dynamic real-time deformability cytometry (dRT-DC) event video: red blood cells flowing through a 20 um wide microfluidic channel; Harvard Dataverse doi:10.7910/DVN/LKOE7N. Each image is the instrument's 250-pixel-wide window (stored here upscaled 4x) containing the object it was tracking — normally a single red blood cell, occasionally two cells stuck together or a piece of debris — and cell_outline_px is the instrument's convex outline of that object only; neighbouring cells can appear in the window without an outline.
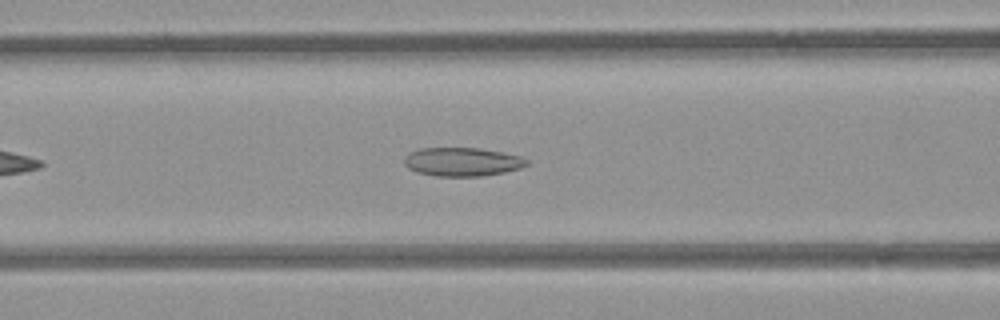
{"species": "common noctule bat (a hibernating species)", "species_latin": "Nyctalus noctula", "temperature_condition": "room temperature", "stored_images_in_passage": 44, "camera_frame_rate_fps": 3000, "um_per_image_px": 0.085, "animal": {"sex": "female", "body_mass_g": 21.9}, "frame": {"image": 1, "passage_image": 12, "time_ms": 3.667, "image_size_px": [1000, 320], "cell_outline_px": [[528, 164], [520, 168], [504, 172], [480, 176], [436, 176], [416, 172], [408, 168], [404, 164], [404, 156], [420, 148], [480, 148], [504, 152], [520, 156], [528, 160]], "centroid_in_image_um": [39.29, 13.75], "position_along_channel_um": 127.3, "area_um2": 20.46}}
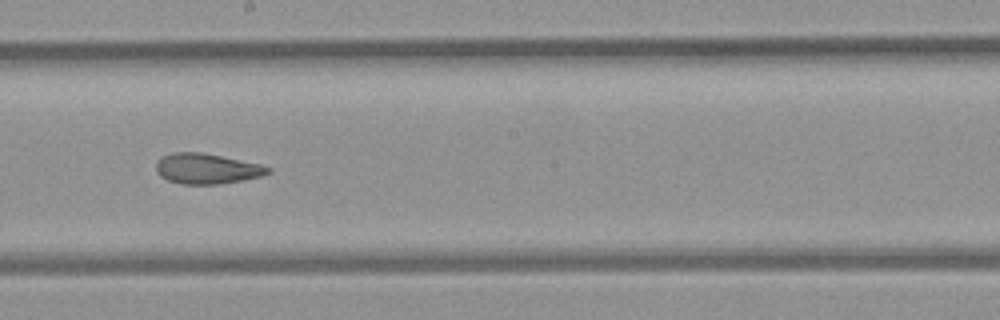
{"frame": {"image": 2, "passage_image": 20, "time_ms": 6.333, "image_size_px": [1000, 320], "cell_outline_px": [[272, 172], [260, 176], [220, 184], [180, 184], [168, 180], [160, 176], [156, 168], [156, 164], [164, 156], [176, 152], [200, 152], [260, 164], [272, 168]], "centroid_in_image_um": [17.59, 14.34], "position_along_channel_um": 230.6, "area_um2": 19.48}}
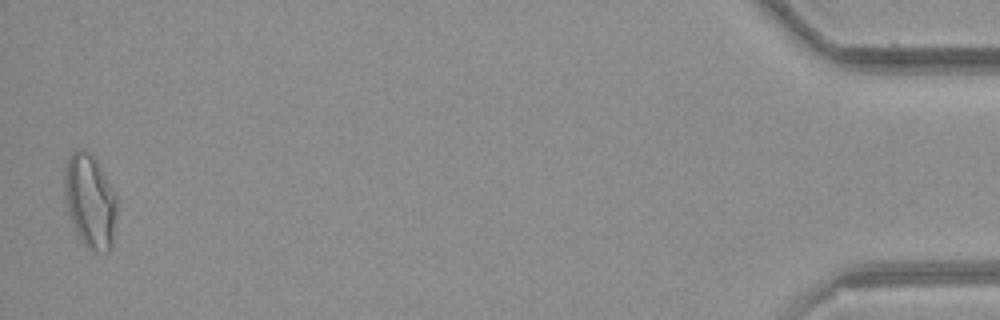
{"frame": {"image": 3, "passage_image": 43, "time_ms": 14.0, "image_size_px": [1000, 320], "cell_outline_px": [[116, 212], [112, 244], [108, 252], [92, 252], [80, 240], [76, 232], [68, 212], [64, 196], [64, 168], [72, 152], [80, 148], [88, 152], [92, 156], [104, 172], [116, 196]], "centroid_in_image_um": [7.64, 17.11], "position_along_channel_um": 427.6, "area_um2": 28.55}, "authors_computed_cell_mechanics": {"area_um2": 21.097, "velocity_mm_per_s": 3.8701, "shape_relaxation_time_tau1_ms": null, "shape_relaxation_time_tau2_ms": 2.2147, "deformation_change_tau1": null, "deformation_change_tau2": 0.1008}}